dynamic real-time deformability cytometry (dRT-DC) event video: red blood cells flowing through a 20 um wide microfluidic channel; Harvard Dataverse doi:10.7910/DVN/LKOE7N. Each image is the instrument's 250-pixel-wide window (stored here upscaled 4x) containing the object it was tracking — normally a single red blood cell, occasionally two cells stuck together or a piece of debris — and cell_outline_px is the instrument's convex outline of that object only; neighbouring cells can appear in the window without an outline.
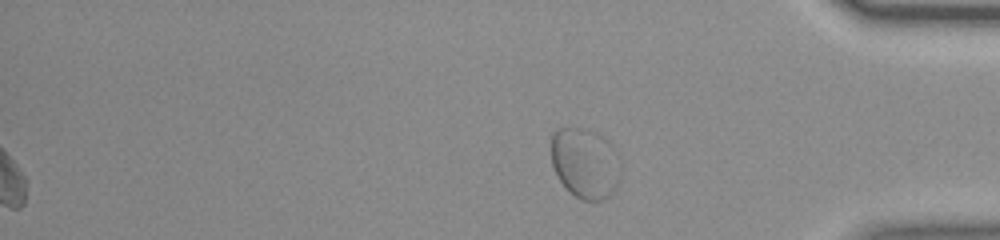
{"species": "common noctule bat (a hibernating species)", "species_latin": "Nyctalus noctula", "temperature_condition": "room temperature", "stored_images_in_passage": 49, "segment_of_instrument_passage": [2, 2], "camera_frame_rate_fps": 3000, "um_per_image_px": 0.085, "animal": {"sex": "female", "body_mass_g": 23.0, "forearm_length_mm": 53.4}, "frame": {"image": 1, "passage_image": 49, "time_ms": 16.0, "image_size_px": [1000, 240], "cell_outline_px": [[620, 176], [612, 192], [604, 200], [580, 200], [560, 180], [552, 164], [552, 132], [556, 128], [584, 128], [596, 132], [608, 140], [612, 148], [620, 172]], "centroid_in_image_um": [49.7, 13.84], "position_along_channel_um": 385.5, "area_um2": 27.92}}